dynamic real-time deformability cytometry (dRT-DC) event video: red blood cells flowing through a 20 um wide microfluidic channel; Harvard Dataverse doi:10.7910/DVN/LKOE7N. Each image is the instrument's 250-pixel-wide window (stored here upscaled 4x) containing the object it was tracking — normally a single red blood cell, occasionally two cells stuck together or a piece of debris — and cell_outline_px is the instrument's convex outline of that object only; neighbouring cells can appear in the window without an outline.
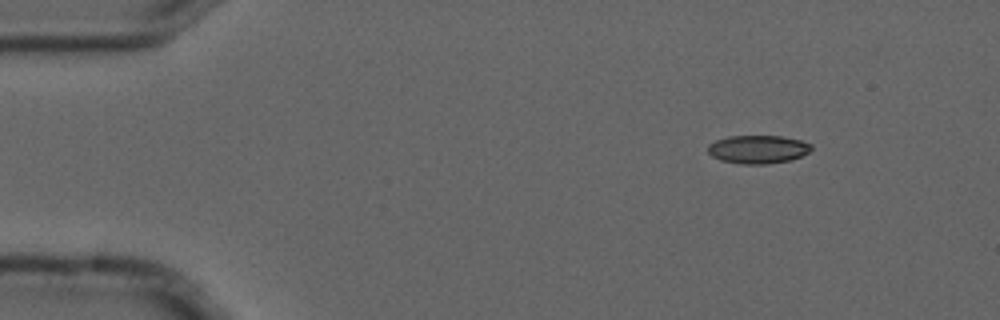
{"species": "common noctule bat (a hibernating species)", "species_latin": "Nyctalus noctula", "temperature_condition": "cold", "stored_images_in_passage": 6, "camera_frame_rate_fps": 3000, "um_per_image_px": 0.085, "animal": {"sex": "male", "forearm_length_mm": 52.5}, "frame": {"image": 1, "passage_image": 1, "time_ms": 0.0, "image_size_px": [1000, 320], "cell_outline_px": [[812, 148], [808, 152], [792, 160], [768, 164], [740, 164], [720, 160], [712, 156], [708, 152], [708, 144], [716, 140], [728, 136], [784, 136], [800, 140], [812, 144]], "centroid_in_image_um": [64.42, 12.69], "position_along_channel_um": 20.6, "area_um2": 17.17}}
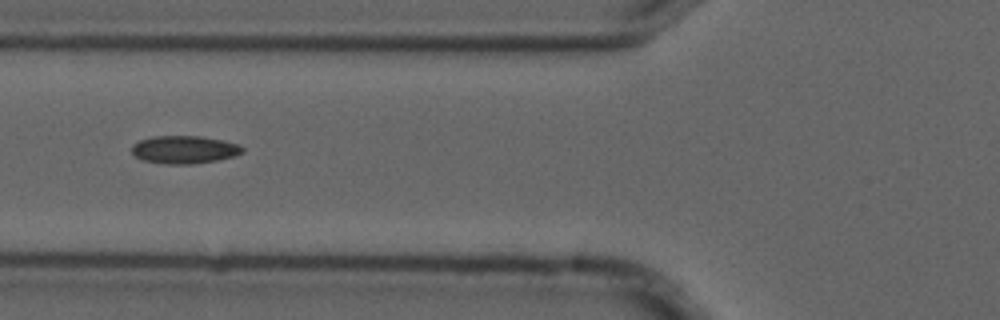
{"frame": {"image": 2, "passage_image": 5, "time_ms": 1.333, "image_size_px": [1000, 320], "cell_outline_px": [[244, 152], [236, 156], [216, 160], [192, 164], [168, 164], [144, 160], [136, 156], [132, 152], [132, 144], [140, 140], [152, 136], [200, 136], [240, 144], [244, 148]], "centroid_in_image_um": [15.69, 12.71], "position_along_channel_um": 110.1, "area_um2": 17.92}}
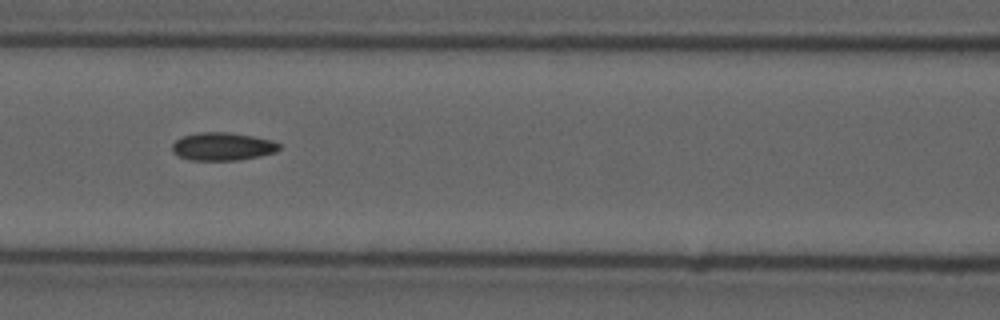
{"frame": {"image": 3, "passage_image": 6, "time_ms": 1.667, "image_size_px": [1000, 320], "cell_outline_px": [[280, 148], [276, 152], [260, 156], [240, 160], [192, 160], [180, 156], [172, 152], [172, 144], [176, 140], [184, 136], [200, 132], [228, 132], [252, 136], [272, 140], [280, 144]], "centroid_in_image_um": [18.94, 12.45], "position_along_channel_um": 147.7, "area_um2": 17.4}}